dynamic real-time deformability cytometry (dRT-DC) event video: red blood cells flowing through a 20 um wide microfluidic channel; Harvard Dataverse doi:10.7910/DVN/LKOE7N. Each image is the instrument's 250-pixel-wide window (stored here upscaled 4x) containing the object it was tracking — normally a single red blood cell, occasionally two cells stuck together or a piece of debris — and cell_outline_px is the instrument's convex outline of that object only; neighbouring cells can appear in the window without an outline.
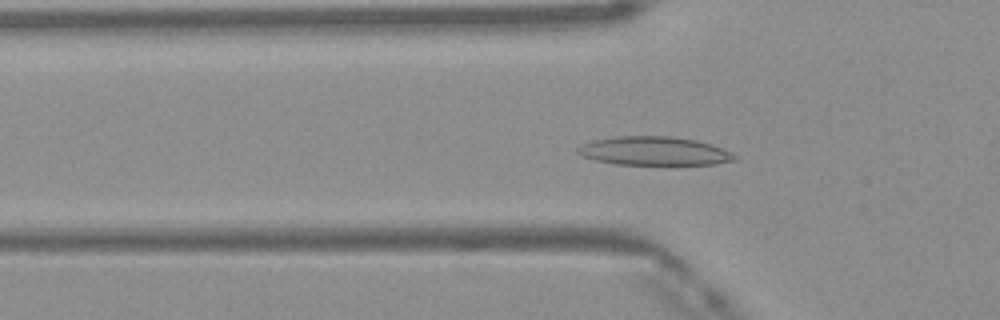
{"species": "Egyptian fruit bat (a non-hibernating species)", "species_latin": "Rousettus aegyptiacus", "temperature_condition": "warm", "stored_images_in_passage": 50, "camera_frame_rate_fps": 3000, "um_per_image_px": 0.085, "frame": {"image": 1, "passage_image": 16, "time_ms": 5.0, "image_size_px": [1000, 320], "cell_outline_px": [[740, 156], [736, 160], [716, 164], [616, 164], [596, 160], [580, 156], [576, 152], [576, 148], [580, 144], [592, 140], [616, 136], [672, 136], [696, 140], [712, 144], [732, 152]], "centroid_in_image_um": [55.6, 12.83], "position_along_channel_um": 70.2, "area_um2": 26.47}}
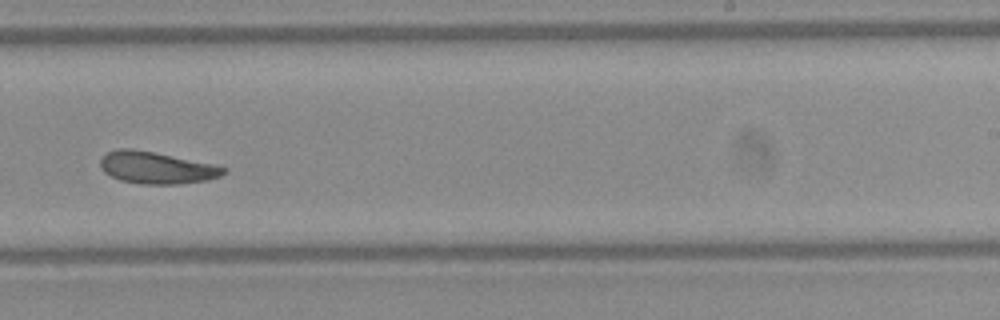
{"frame": {"image": 2, "passage_image": 31, "time_ms": 10.0, "image_size_px": [1000, 320], "cell_outline_px": [[228, 172], [220, 176], [208, 180], [180, 184], [140, 184], [120, 180], [104, 172], [100, 168], [100, 160], [108, 152], [120, 148], [132, 148], [212, 164], [228, 168]], "centroid_in_image_um": [13.31, 14.27], "position_along_channel_um": 275.7, "area_um2": 22.83}}
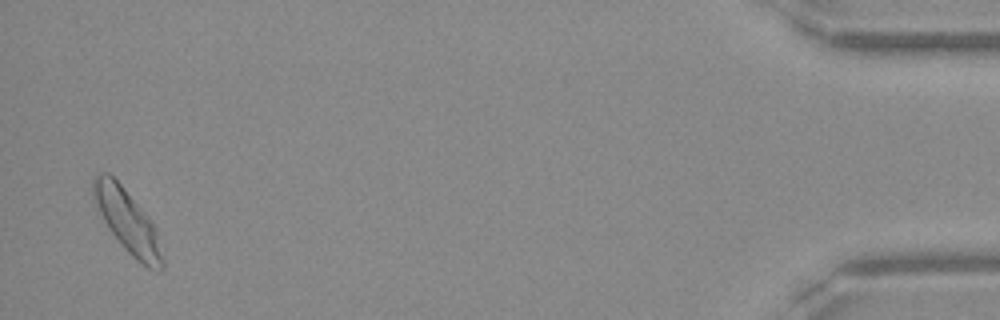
{"frame": {"image": 3, "passage_image": 48, "time_ms": 15.667, "image_size_px": [1000, 320], "cell_outline_px": [[164, 268], [160, 272], [148, 268], [136, 260], [124, 248], [108, 228], [92, 196], [92, 180], [96, 172], [108, 172], [120, 184], [140, 208], [156, 228], [164, 260]], "centroid_in_image_um": [10.83, 18.83], "position_along_channel_um": 424.4, "area_um2": 25.09}, "authors_computed_cell_mechanics": {"area_um2": 23.6691, "velocity_mm_per_s": 4.1005, "shape_relaxation_time_tau1_ms": 4.7589, "shape_relaxation_time_tau2_ms": 6.2089, "deformation_change_tau1": 0.122, "deformation_change_tau2": 0.1386}}